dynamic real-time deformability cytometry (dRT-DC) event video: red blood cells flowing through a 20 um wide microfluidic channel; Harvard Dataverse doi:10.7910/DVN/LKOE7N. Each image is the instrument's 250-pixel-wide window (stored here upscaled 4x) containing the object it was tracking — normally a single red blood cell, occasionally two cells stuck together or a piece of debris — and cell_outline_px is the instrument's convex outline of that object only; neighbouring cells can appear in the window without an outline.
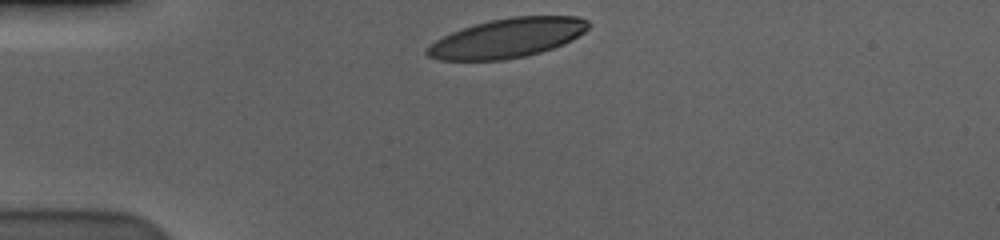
{"species": "human", "species_latin": "Homo sapiens", "temperature_condition": "cold", "stored_images_in_passage": 34, "camera_frame_rate_fps": 3000, "um_per_image_px": 0.085, "donor": {"sex": "male"}, "frame": {"image": 1, "passage_image": 1, "time_ms": 0.0, "image_size_px": [1000, 240], "cell_outline_px": [[588, 28], [584, 32], [572, 40], [564, 44], [540, 52], [524, 56], [500, 60], [440, 60], [428, 56], [424, 52], [424, 48], [428, 44], [452, 32], [476, 24], [492, 20], [512, 16], [576, 16], [588, 20]], "centroid_in_image_um": [43.11, 3.24], "position_along_channel_um": 41.9, "area_um2": 36.76}}
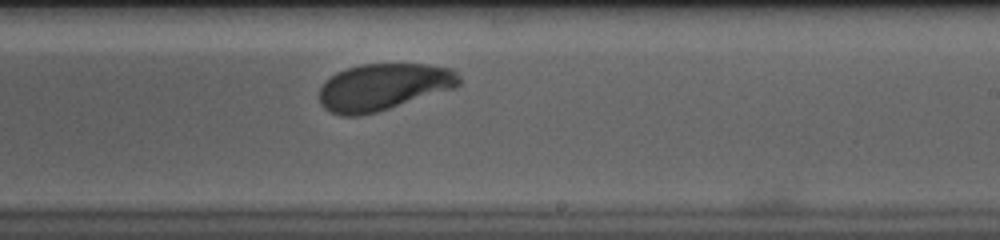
{"frame": {"image": 2, "passage_image": 22, "time_ms": 7.0, "image_size_px": [1000, 240], "cell_outline_px": [[460, 84], [452, 88], [376, 112], [356, 116], [340, 116], [324, 108], [320, 104], [320, 88], [324, 80], [336, 72], [360, 64], [428, 64], [452, 68], [460, 76]], "centroid_in_image_um": [32.54, 7.37], "position_along_channel_um": 256.5, "area_um2": 37.92}}
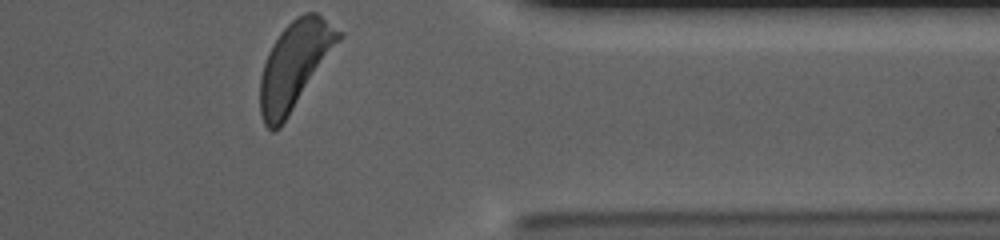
{"frame": {"image": 3, "passage_image": 34, "time_ms": 11.0, "image_size_px": [1000, 240], "cell_outline_px": [[344, 36], [280, 128], [276, 132], [272, 132], [264, 124], [260, 112], [260, 76], [268, 52], [272, 44], [280, 32], [296, 16], [304, 12], [316, 12], [344, 32]], "centroid_in_image_um": [25.06, 5.52], "position_along_channel_um": 386.3, "area_um2": 39.94}, "authors_computed_cell_mechanics": {"area_um2": 38.6682, "velocity_mm_per_s": 3.5432, "shape_relaxation_time_tau1_ms": 3.5735, "shape_relaxation_time_tau2_ms": 3.2572, "deformation_change_tau1": 0.1841, "deformation_change_tau2": 0.1012}}